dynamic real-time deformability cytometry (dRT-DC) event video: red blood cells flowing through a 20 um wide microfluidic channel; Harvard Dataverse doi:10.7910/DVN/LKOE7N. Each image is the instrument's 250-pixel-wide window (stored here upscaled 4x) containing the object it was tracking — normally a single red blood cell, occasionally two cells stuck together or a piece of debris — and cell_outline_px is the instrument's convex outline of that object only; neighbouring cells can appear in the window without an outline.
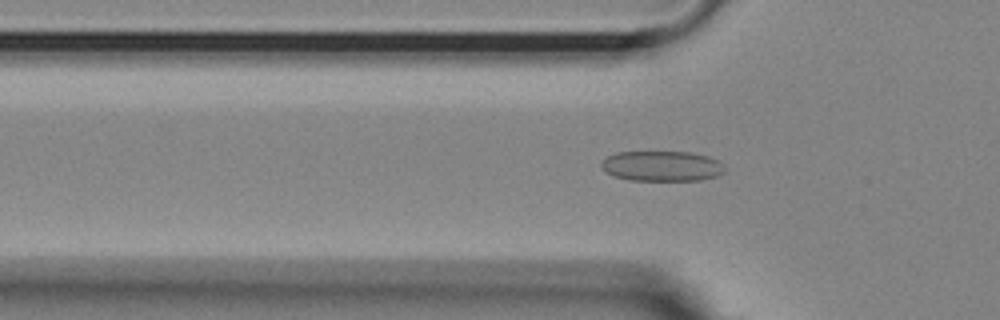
{"species": "Egyptian fruit bat (a non-hibernating species)", "species_latin": "Rousettus aegyptiacus", "temperature_condition": "room temperature", "stored_images_in_passage": 48, "camera_frame_rate_fps": 3000, "um_per_image_px": 0.085, "animal": {"sex": "female"}, "frame": {"image": 1, "passage_image": 10, "time_ms": 3.0, "image_size_px": [1000, 320], "cell_outline_px": [[724, 172], [716, 176], [700, 180], [628, 180], [612, 176], [604, 172], [600, 164], [608, 156], [616, 152], [688, 152], [708, 156], [724, 164]], "centroid_in_image_um": [56.23, 14.12], "position_along_channel_um": 69.6, "area_um2": 21.79}}
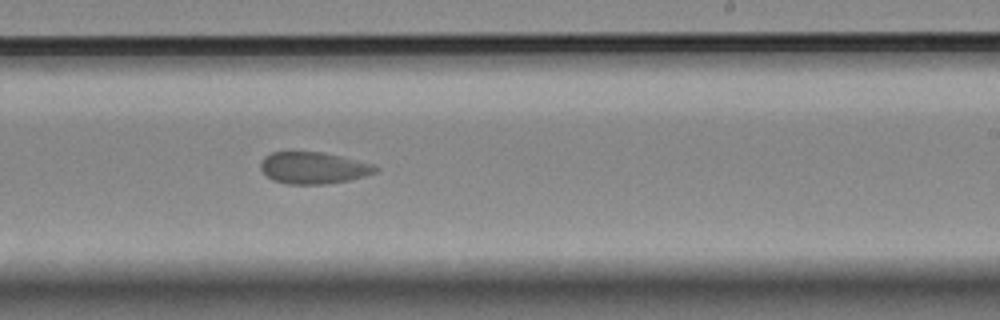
{"frame": {"image": 2, "passage_image": 26, "time_ms": 8.333, "image_size_px": [1000, 320], "cell_outline_px": [[380, 168], [376, 172], [364, 176], [348, 180], [328, 184], [288, 184], [272, 180], [260, 168], [260, 160], [264, 156], [272, 152], [324, 152], [372, 164]], "centroid_in_image_um": [26.62, 14.27], "position_along_channel_um": 262.4, "area_um2": 21.21}}
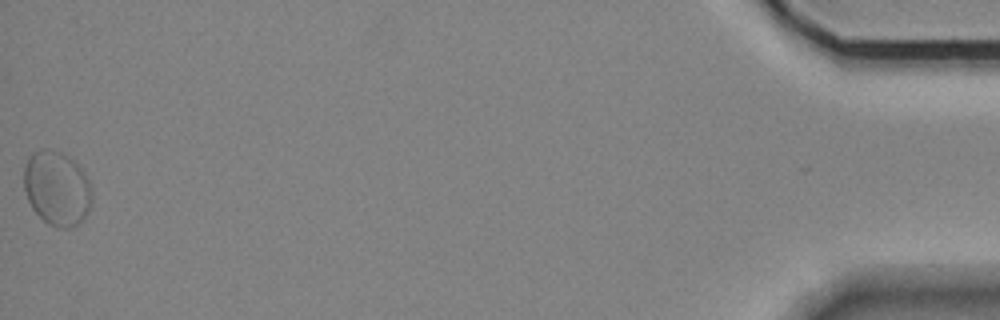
{"frame": {"image": 3, "passage_image": 48, "time_ms": 15.667, "image_size_px": [1000, 320], "cell_outline_px": [[92, 200], [88, 212], [72, 228], [60, 228], [48, 224], [32, 208], [28, 200], [24, 188], [24, 168], [28, 156], [32, 152], [40, 148], [48, 148], [60, 152], [72, 160], [84, 172], [88, 180], [92, 192]], "centroid_in_image_um": [4.82, 15.99], "position_along_channel_um": 430.4, "area_um2": 29.48}, "authors_computed_cell_mechanics": {"area_um2": 22.1952, "velocity_mm_per_s": 3.605, "shape_relaxation_time_tau1_ms": null, "shape_relaxation_time_tau2_ms": 1.4994, "deformation_change_tau1": null, "deformation_change_tau2": 0.0437}}